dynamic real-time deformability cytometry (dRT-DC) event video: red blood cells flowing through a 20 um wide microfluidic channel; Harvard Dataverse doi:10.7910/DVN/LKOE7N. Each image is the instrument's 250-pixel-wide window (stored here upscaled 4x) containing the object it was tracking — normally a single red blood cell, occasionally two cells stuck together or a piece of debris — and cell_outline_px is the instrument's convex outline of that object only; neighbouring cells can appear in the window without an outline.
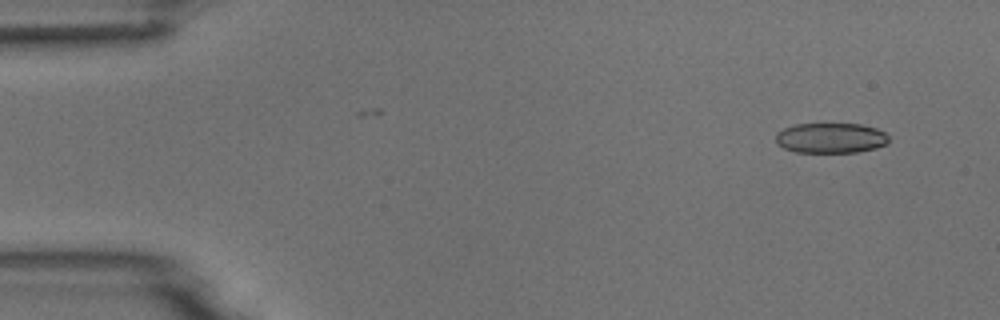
{"species": "common noctule bat (a hibernating species)", "species_latin": "Nyctalus noctula", "temperature_condition": "room temperature", "stored_images_in_passage": 3, "camera_frame_rate_fps": 3000, "um_per_image_px": 0.085, "animal": {"sex": "male", "body_mass_g": 18.8}, "frame": {"image": 1, "passage_image": 3, "time_ms": 2.333, "image_size_px": [1000, 320], "cell_outline_px": [[888, 144], [876, 148], [856, 152], [796, 152], [784, 148], [776, 144], [776, 132], [784, 128], [796, 124], [860, 124], [876, 128], [884, 132], [888, 136]], "centroid_in_image_um": [70.61, 11.73], "position_along_channel_um": 14.4, "area_um2": 19.94}}